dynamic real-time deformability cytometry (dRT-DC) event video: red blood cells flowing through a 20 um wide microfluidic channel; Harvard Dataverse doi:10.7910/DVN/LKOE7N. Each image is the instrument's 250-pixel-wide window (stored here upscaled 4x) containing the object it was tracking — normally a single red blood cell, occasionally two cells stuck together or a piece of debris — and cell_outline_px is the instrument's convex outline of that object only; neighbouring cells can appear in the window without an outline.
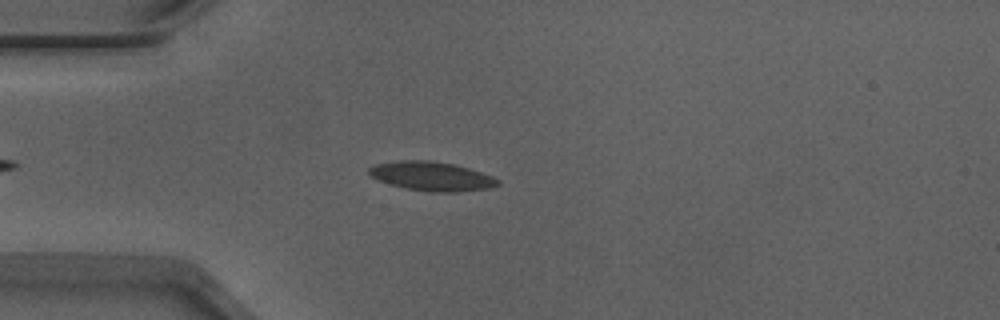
{"species": "Egyptian fruit bat (a non-hibernating species)", "species_latin": "Rousettus aegyptiacus", "temperature_condition": "warm", "stored_images_in_passage": 43, "camera_frame_rate_fps": 3000, "um_per_image_px": 0.085, "animal": {"sex": "male"}, "frame": {"image": 1, "passage_image": 8, "time_ms": 2.333, "image_size_px": [1000, 320], "cell_outline_px": [[500, 184], [492, 188], [456, 192], [432, 192], [404, 188], [380, 180], [372, 176], [368, 172], [368, 168], [376, 164], [400, 160], [432, 160], [456, 164], [492, 176], [500, 180]], "centroid_in_image_um": [36.74, 14.97], "position_along_channel_um": 48.3, "area_um2": 21.85}}
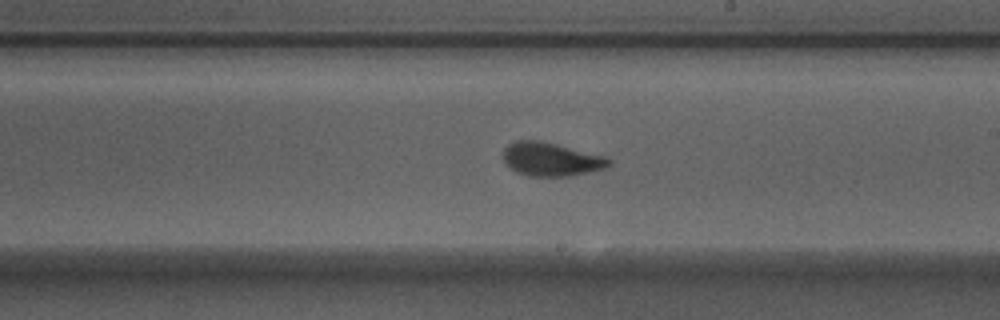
{"frame": {"image": 2, "passage_image": 24, "time_ms": 7.667, "image_size_px": [1000, 320], "cell_outline_px": [[612, 164], [604, 168], [588, 172], [568, 176], [528, 176], [516, 172], [504, 164], [504, 148], [508, 144], [516, 140], [540, 140], [604, 156], [612, 160]], "centroid_in_image_um": [46.81, 13.54], "position_along_channel_um": 242.2, "area_um2": 20.63}}
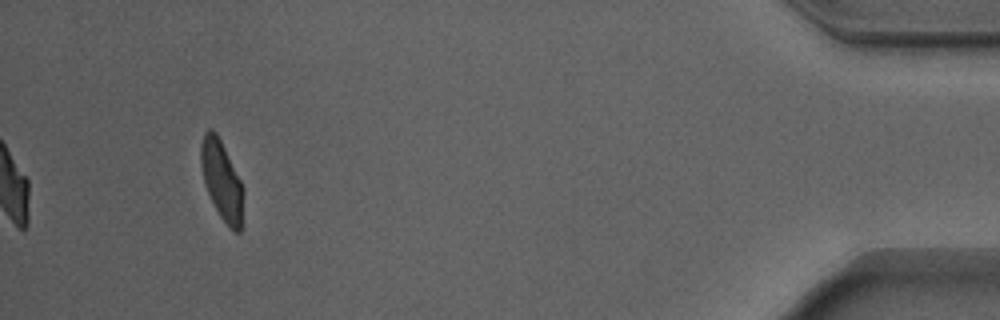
{"frame": {"image": 3, "passage_image": 43, "time_ms": 14.0, "image_size_px": [1000, 320], "cell_outline_px": [[244, 188], [240, 232], [232, 232], [228, 228], [220, 216], [204, 184], [200, 164], [200, 144], [204, 132], [208, 128], [212, 128], [216, 132]], "centroid_in_image_um": [18.83, 15.33], "position_along_channel_um": 416.4, "area_um2": 19.54}, "authors_computed_cell_mechanics": {"area_um2": 20.2878, "velocity_mm_per_s": 3.9013, "shape_relaxation_time_tau1_ms": 3.7462, "shape_relaxation_time_tau2_ms": null, "deformation_change_tau1": 0.1507, "deformation_change_tau2": null}}